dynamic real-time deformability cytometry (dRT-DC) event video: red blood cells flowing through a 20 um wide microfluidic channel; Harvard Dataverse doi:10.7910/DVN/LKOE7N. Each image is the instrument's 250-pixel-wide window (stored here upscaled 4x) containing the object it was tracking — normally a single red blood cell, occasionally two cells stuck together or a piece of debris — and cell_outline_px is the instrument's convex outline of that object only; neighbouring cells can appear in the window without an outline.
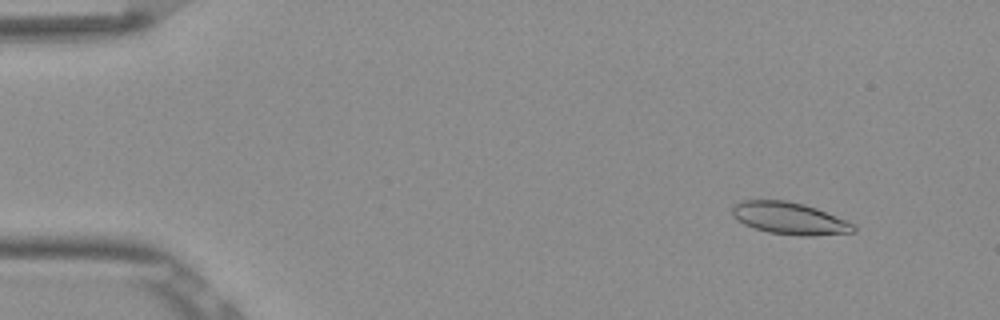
{"species": "Egyptian fruit bat (a non-hibernating species)", "species_latin": "Rousettus aegyptiacus", "temperature_condition": "room temperature", "stored_images_in_passage": 53, "camera_frame_rate_fps": 3000, "um_per_image_px": 0.085, "frame": {"image": 1, "passage_image": 6, "time_ms": 1.667, "image_size_px": [1000, 320], "cell_outline_px": [[856, 232], [812, 236], [800, 236], [768, 232], [744, 224], [736, 220], [732, 216], [732, 204], [740, 200], [784, 200], [804, 204], [816, 208], [856, 224]], "centroid_in_image_um": [67.1, 18.56], "position_along_channel_um": 17.9, "area_um2": 22.89}}
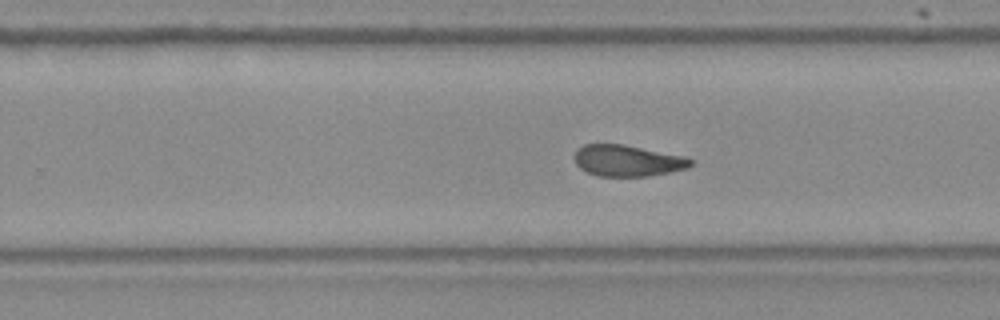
{"frame": {"image": 2, "passage_image": 34, "time_ms": 11.0, "image_size_px": [1000, 320], "cell_outline_px": [[692, 164], [688, 168], [648, 176], [596, 176], [580, 168], [576, 164], [576, 148], [584, 144], [624, 144], [688, 156], [692, 160]], "centroid_in_image_um": [53.37, 13.64], "position_along_channel_um": 276.4, "area_um2": 21.33}}
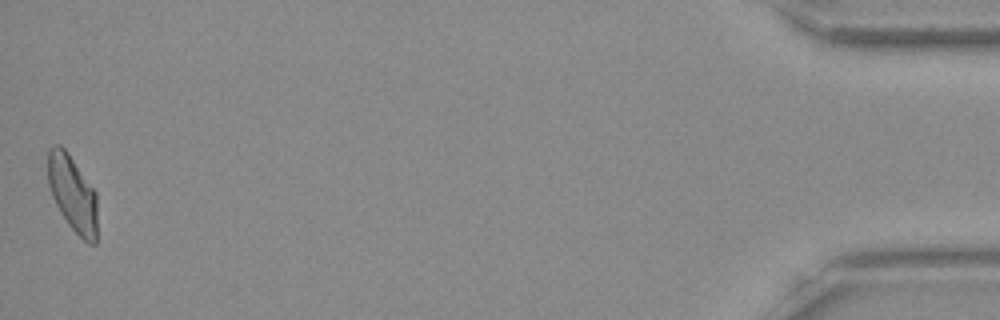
{"frame": {"image": 3, "passage_image": 53, "time_ms": 17.333, "image_size_px": [1000, 320], "cell_outline_px": [[96, 244], [88, 244], [68, 224], [60, 212], [52, 196], [48, 184], [48, 148], [56, 144], [60, 144], [68, 152], [96, 192]], "centroid_in_image_um": [6.16, 16.43], "position_along_channel_um": 429.0, "area_um2": 21.85}, "authors_computed_cell_mechanics": {"area_um2": 22.1952, "velocity_mm_per_s": 3.8633, "shape_relaxation_time_tau1_ms": 5.5748, "shape_relaxation_time_tau2_ms": 2.233, "deformation_change_tau1": 0.138, "deformation_change_tau2": 0.0929}}